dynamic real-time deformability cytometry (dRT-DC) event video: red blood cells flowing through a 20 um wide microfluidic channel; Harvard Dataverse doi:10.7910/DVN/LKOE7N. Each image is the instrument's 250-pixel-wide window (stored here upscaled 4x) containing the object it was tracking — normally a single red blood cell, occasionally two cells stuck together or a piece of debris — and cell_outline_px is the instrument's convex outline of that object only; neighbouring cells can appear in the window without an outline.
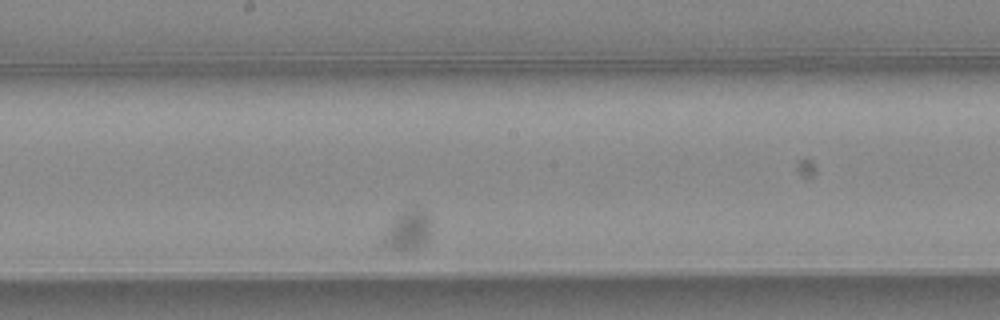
{"species": "common noctule bat (a hibernating species)", "species_latin": "Nyctalus noctula", "temperature_condition": "warm", "stored_images_in_passage": 40, "camera_frame_rate_fps": 3000, "um_per_image_px": 0.085, "animal": {"sex": "female", "body_mass_g": 24.6, "forearm_length_mm": 56.2}, "frame": {"image": 1, "passage_image": 24, "time_ms": 7.667, "image_size_px": [1000, 320], "cell_outline_px": [[432, 224], [428, 236], [416, 248], [388, 248], [384, 244], [384, 236], [388, 228], [396, 216], [400, 212], [416, 204], [428, 216]], "centroid_in_image_um": [34.7, 19.47], "position_along_channel_um": 213.5, "area_um2": 10.58}}
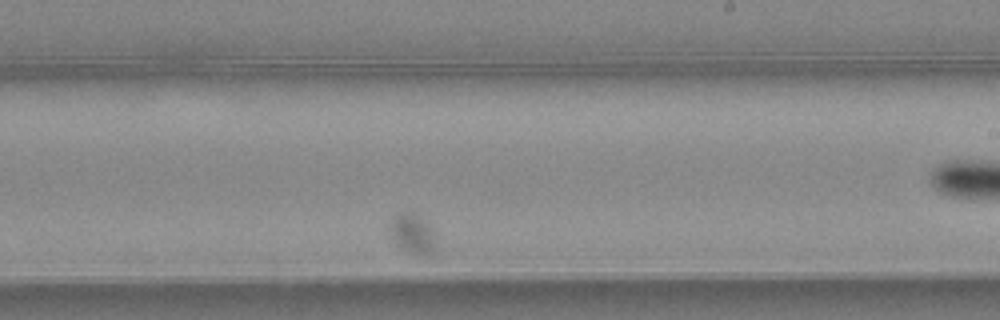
{"frame": {"image": 2, "passage_image": 28, "time_ms": 9.0, "image_size_px": [1000, 320], "cell_outline_px": [[432, 252], [424, 256], [412, 252], [396, 244], [392, 240], [388, 232], [388, 228], [392, 216], [400, 212], [412, 212], [420, 216], [428, 224], [432, 232]], "centroid_in_image_um": [34.95, 19.8], "position_along_channel_um": 254.0, "area_um2": 10.35}}
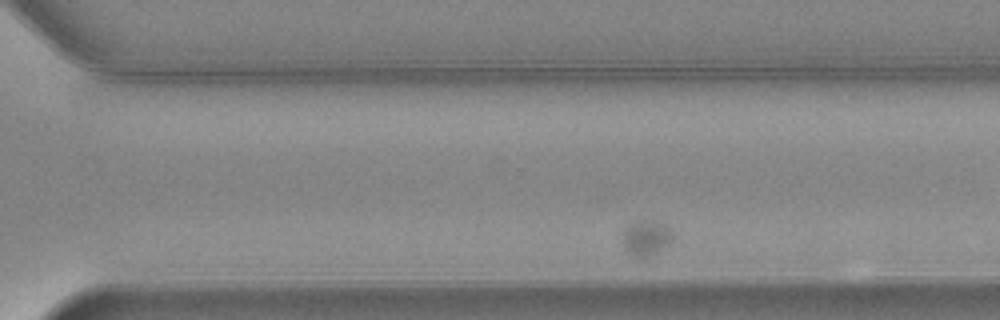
{"frame": {"image": 3, "passage_image": 34, "time_ms": 11.0, "image_size_px": [1000, 320], "cell_outline_px": [[676, 236], [672, 244], [648, 256], [632, 256], [624, 248], [624, 232], [632, 224], [640, 220], [644, 220], [660, 224], [672, 228]], "centroid_in_image_um": [55.03, 20.24], "position_along_channel_um": 315.6, "area_um2": 10.12}}